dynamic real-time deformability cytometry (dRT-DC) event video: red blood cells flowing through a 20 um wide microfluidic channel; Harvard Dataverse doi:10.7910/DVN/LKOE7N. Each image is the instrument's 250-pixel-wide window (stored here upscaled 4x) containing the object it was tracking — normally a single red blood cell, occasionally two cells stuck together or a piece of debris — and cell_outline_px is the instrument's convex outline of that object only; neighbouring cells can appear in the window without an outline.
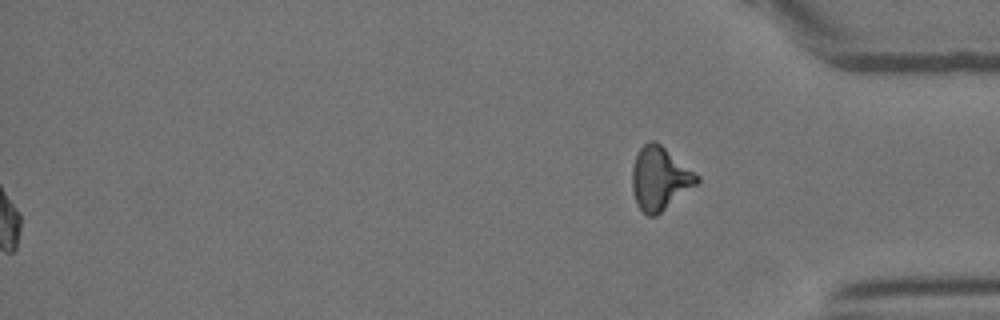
{"species": "Egyptian fruit bat (a non-hibernating species)", "species_latin": "Rousettus aegyptiacus", "temperature_condition": "room temperature", "stored_images_in_passage": 48, "segment_of_instrument_passage": [2, 2], "camera_frame_rate_fps": 3000, "um_per_image_px": 0.085, "animal": {"sex": "female"}, "frame": {"image": 1, "passage_image": 48, "time_ms": 15.667, "image_size_px": [1000, 320], "cell_outline_px": [[700, 184], [656, 216], [648, 216], [636, 204], [632, 192], [632, 168], [636, 156], [640, 148], [648, 140], [656, 140], [700, 176]], "centroid_in_image_um": [56.11, 15.18], "position_along_channel_um": 379.1, "area_um2": 24.28}}